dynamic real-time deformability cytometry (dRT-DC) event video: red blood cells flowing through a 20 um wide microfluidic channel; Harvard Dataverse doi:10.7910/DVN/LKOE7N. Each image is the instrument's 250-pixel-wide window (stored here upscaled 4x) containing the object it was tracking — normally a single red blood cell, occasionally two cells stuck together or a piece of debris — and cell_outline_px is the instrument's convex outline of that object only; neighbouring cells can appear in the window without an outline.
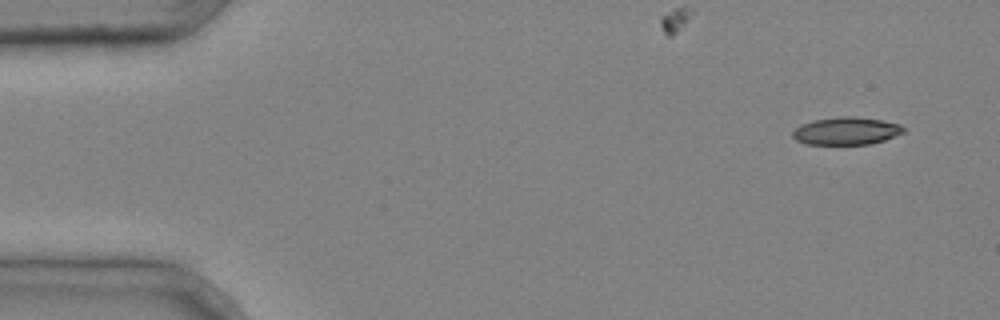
{"species": "common noctule bat (a hibernating species)", "species_latin": "Nyctalus noctula", "temperature_condition": "cold", "stored_images_in_passage": 3, "camera_frame_rate_fps": 3000, "um_per_image_px": 0.085, "animal": {"sex": "male", "body_mass_g": 20.4}, "frame": {"image": 1, "passage_image": 1, "time_ms": 0.0, "image_size_px": [1000, 320], "cell_outline_px": [[904, 132], [884, 140], [872, 144], [808, 144], [796, 140], [792, 136], [792, 132], [800, 124], [812, 120], [840, 116], [856, 116], [880, 120], [900, 124], [904, 128]], "centroid_in_image_um": [71.91, 11.12], "position_along_channel_um": 13.1, "area_um2": 17.86}}
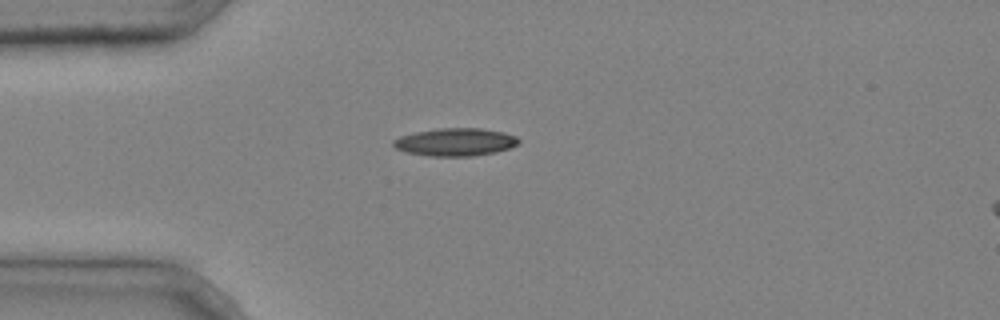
{"frame": {"image": 2, "passage_image": 3, "time_ms": 0.667, "image_size_px": [1000, 320], "cell_outline_px": [[520, 144], [496, 152], [472, 156], [428, 156], [404, 152], [396, 148], [392, 144], [392, 140], [400, 136], [416, 132], [440, 128], [480, 128], [504, 132], [516, 136], [520, 140]], "centroid_in_image_um": [38.7, 12.07], "position_along_channel_um": 46.3, "area_um2": 20.4}}